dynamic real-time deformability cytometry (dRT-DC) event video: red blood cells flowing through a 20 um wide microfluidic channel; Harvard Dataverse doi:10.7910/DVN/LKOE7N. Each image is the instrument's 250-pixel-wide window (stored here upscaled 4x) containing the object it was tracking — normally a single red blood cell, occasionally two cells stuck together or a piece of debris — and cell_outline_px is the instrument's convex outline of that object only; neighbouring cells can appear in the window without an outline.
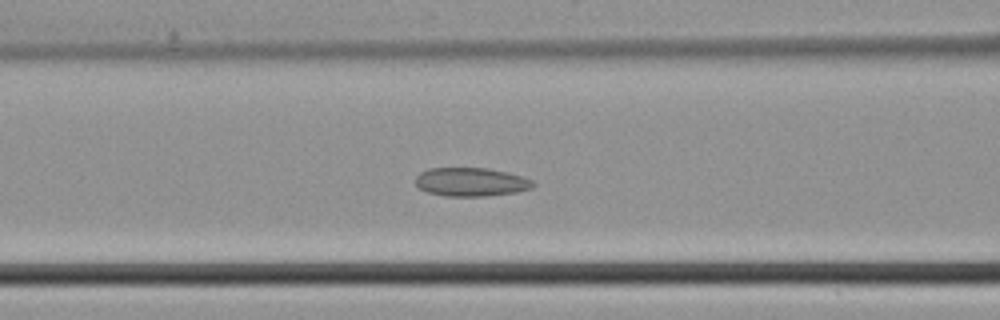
{"species": "common noctule bat (a hibernating species)", "species_latin": "Nyctalus noctula", "temperature_condition": "cold", "stored_images_in_passage": 46, "camera_frame_rate_fps": 3000, "um_per_image_px": 0.085, "animal": {"sex": "male", "body_mass_g": 21.5, "forearm_length_mm": 52.0}, "frame": {"image": 1, "passage_image": 18, "time_ms": 5.667, "image_size_px": [1000, 320], "cell_outline_px": [[536, 184], [532, 188], [516, 192], [484, 196], [444, 196], [428, 192], [420, 188], [416, 184], [416, 176], [420, 172], [428, 168], [488, 168], [520, 176], [532, 180]], "centroid_in_image_um": [40.02, 15.47], "position_along_channel_um": 126.6, "area_um2": 19.48}}
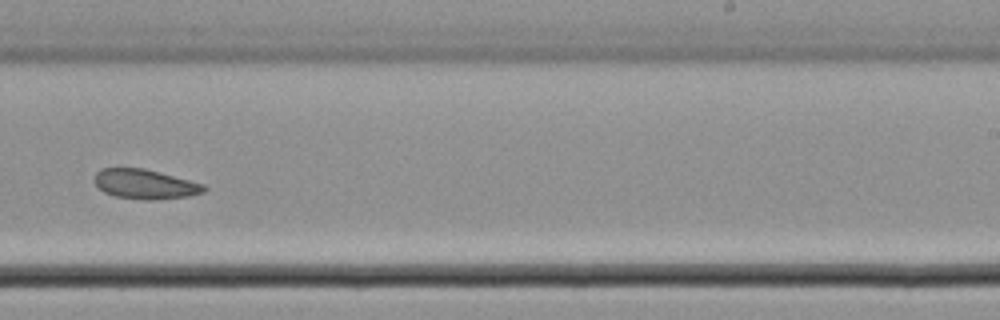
{"frame": {"image": 2, "passage_image": 28, "time_ms": 9.0, "image_size_px": [1000, 320], "cell_outline_px": [[208, 188], [204, 192], [188, 196], [156, 200], [148, 200], [116, 196], [104, 192], [92, 180], [92, 176], [100, 168], [144, 168], [204, 184]], "centroid_in_image_um": [12.3, 15.64], "position_along_channel_um": 276.7, "area_um2": 18.96}}
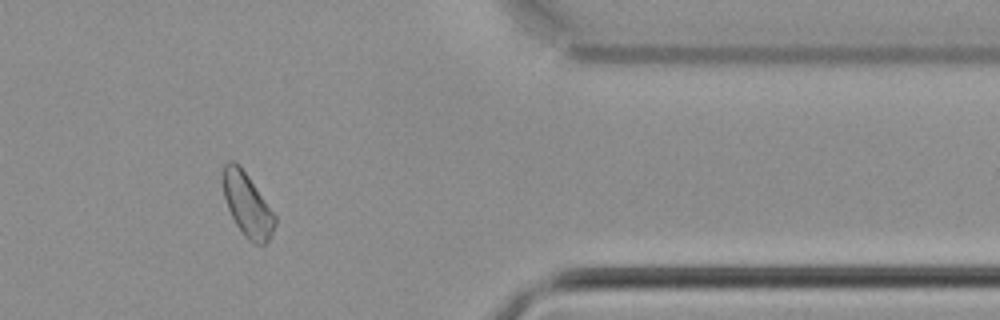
{"frame": {"image": 3, "passage_image": 37, "time_ms": 12.0, "image_size_px": [1000, 320], "cell_outline_px": [[276, 224], [268, 240], [264, 244], [252, 244], [244, 236], [236, 224], [228, 208], [224, 196], [220, 180], [220, 172], [224, 164], [228, 160], [232, 160], [240, 164], [276, 216]], "centroid_in_image_um": [20.97, 17.35], "position_along_channel_um": 390.4, "area_um2": 19.54}}